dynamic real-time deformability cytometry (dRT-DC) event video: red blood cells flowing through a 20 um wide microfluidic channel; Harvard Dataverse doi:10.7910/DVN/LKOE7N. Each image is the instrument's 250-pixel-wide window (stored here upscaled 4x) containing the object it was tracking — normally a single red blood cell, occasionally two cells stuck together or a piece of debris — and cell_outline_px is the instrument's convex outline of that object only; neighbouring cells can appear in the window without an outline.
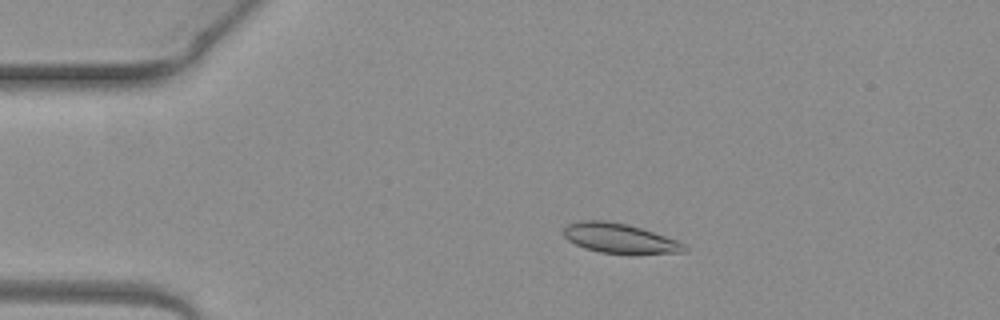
{"species": "common noctule bat (a hibernating species)", "species_latin": "Nyctalus noctula", "temperature_condition": "warm", "stored_images_in_passage": 5, "camera_frame_rate_fps": 3000, "um_per_image_px": 0.085, "animal": {"sex": "female", "body_mass_g": 19.3, "forearm_length_mm": 54.1}, "frame": {"image": 1, "passage_image": 2, "time_ms": 0.333, "image_size_px": [1000, 320], "cell_outline_px": [[688, 248], [684, 252], [632, 256], [628, 256], [600, 252], [584, 248], [568, 240], [564, 236], [564, 228], [568, 224], [580, 220], [604, 220], [628, 224], [680, 240]], "centroid_in_image_um": [52.74, 20.29], "position_along_channel_um": 32.3, "area_um2": 21.73}}